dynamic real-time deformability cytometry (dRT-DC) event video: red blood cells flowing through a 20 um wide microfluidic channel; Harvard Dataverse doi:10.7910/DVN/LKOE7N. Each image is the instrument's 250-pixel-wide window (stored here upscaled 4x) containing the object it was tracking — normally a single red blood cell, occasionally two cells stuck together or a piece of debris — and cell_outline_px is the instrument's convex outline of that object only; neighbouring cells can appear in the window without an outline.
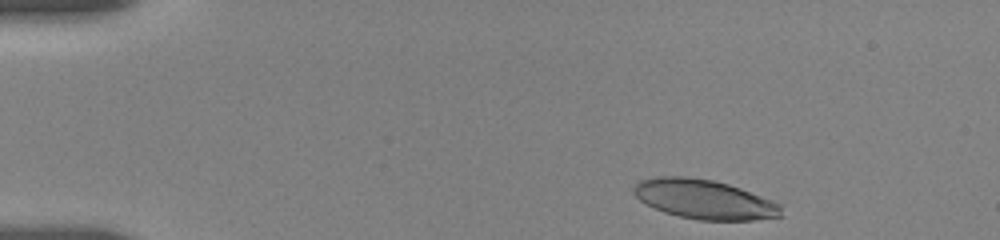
{"species": "human", "species_latin": "Homo sapiens", "temperature_condition": "room temperature", "stored_images_in_passage": 8, "camera_frame_rate_fps": 3000, "um_per_image_px": 0.085, "donor": {"sex": "female"}, "frame": {"image": 1, "passage_image": 1, "time_ms": 0.0, "image_size_px": [1000, 240], "cell_outline_px": [[784, 216], [752, 220], [700, 220], [680, 216], [664, 212], [640, 200], [632, 192], [632, 188], [640, 180], [656, 176], [688, 176], [712, 180], [728, 184], [740, 188], [784, 204]], "centroid_in_image_um": [59.92, 16.94], "position_along_channel_um": 25.1, "area_um2": 34.1}}
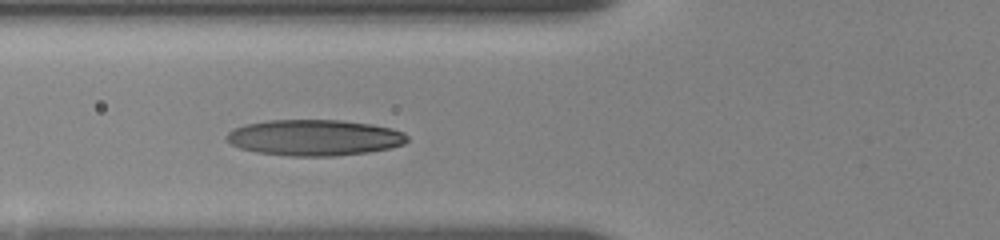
{"frame": {"image": 2, "passage_image": 7, "time_ms": 4.333, "image_size_px": [1000, 240], "cell_outline_px": [[408, 140], [404, 144], [392, 148], [368, 152], [336, 156], [288, 156], [256, 152], [240, 148], [224, 140], [224, 136], [228, 132], [244, 124], [268, 120], [340, 120], [372, 124], [392, 128], [404, 132], [408, 136]], "centroid_in_image_um": [26.73, 11.7], "position_along_channel_um": 99.1, "area_um2": 38.26}}
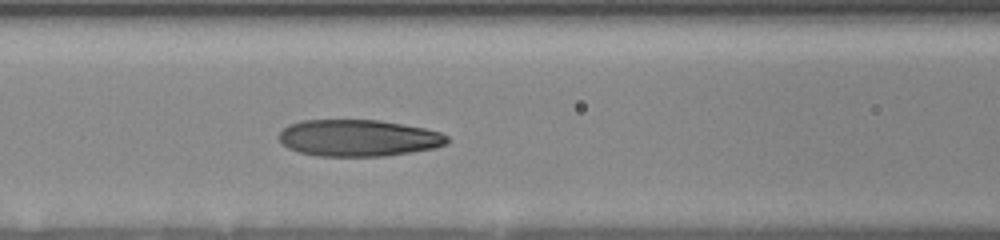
{"frame": {"image": 3, "passage_image": 8, "time_ms": 5.333, "image_size_px": [1000, 240], "cell_outline_px": [[448, 144], [436, 148], [384, 156], [316, 156], [300, 152], [288, 148], [280, 140], [280, 132], [288, 124], [300, 120], [380, 120], [404, 124], [424, 128], [440, 132], [448, 136]], "centroid_in_image_um": [30.48, 11.72], "position_along_channel_um": 136.1, "area_um2": 36.07}}